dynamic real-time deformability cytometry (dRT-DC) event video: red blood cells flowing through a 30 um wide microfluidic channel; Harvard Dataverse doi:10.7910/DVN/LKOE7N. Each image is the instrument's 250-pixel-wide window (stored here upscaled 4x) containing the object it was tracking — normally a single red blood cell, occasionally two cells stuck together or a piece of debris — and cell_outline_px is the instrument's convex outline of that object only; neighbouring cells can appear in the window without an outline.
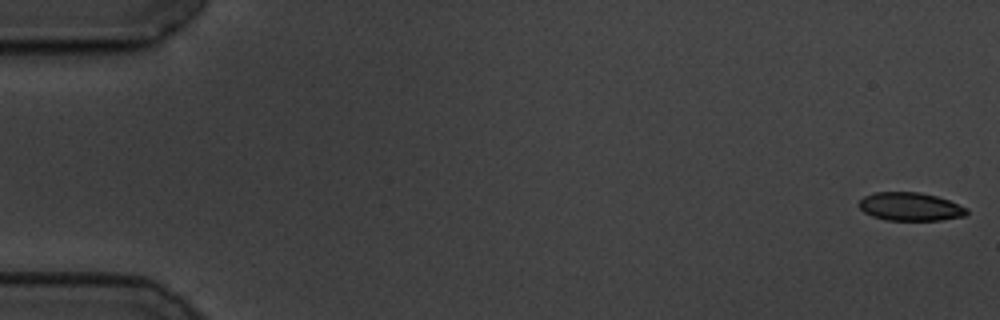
{"species": "common noctule bat (a hibernating species)", "species_latin": "Nyctalus noctula", "temperature_condition": "cold", "stored_images_in_passage": 58, "camera_frame_rate_fps": 3000, "um_per_image_px": 0.085, "animal": {"sex": "male", "body_mass_g": 19.5, "forearm_length_mm": 54.6}, "frame": {"image": 1, "passage_image": 1, "time_ms": 0.0, "image_size_px": [1000, 320], "cell_outline_px": [[968, 212], [964, 216], [940, 220], [888, 220], [872, 216], [864, 212], [856, 204], [864, 196], [872, 192], [920, 192], [936, 196], [948, 200], [968, 208]], "centroid_in_image_um": [77.34, 17.56], "position_along_channel_um": 7.7, "area_um2": 17.8}}
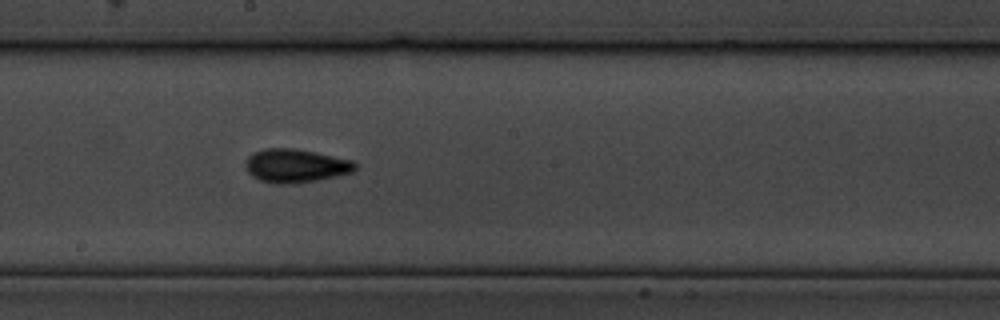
{"frame": {"image": 2, "passage_image": 32, "time_ms": 10.333, "image_size_px": [1000, 320], "cell_outline_px": [[356, 168], [352, 172], [336, 176], [316, 180], [292, 184], [276, 184], [260, 180], [252, 176], [248, 172], [244, 164], [248, 156], [252, 152], [264, 148], [296, 148], [352, 160], [356, 164]], "centroid_in_image_um": [25.09, 14.08], "position_along_channel_um": 223.1, "area_um2": 21.5}}
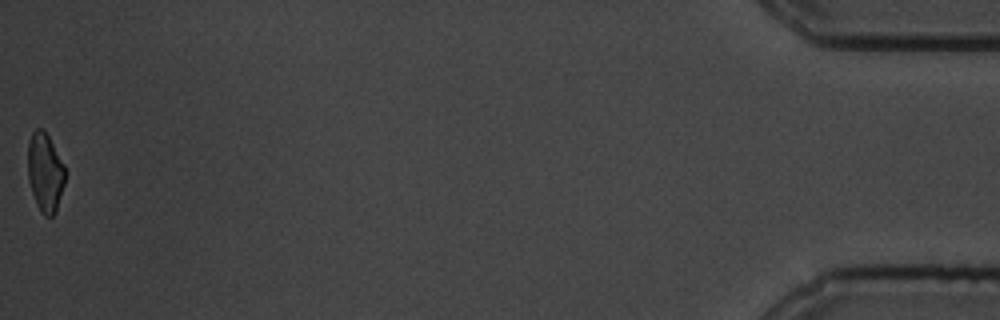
{"frame": {"image": 3, "passage_image": 58, "time_ms": 19.0, "image_size_px": [1000, 320], "cell_outline_px": [[64, 184], [56, 212], [52, 216], [44, 216], [40, 212], [36, 204], [28, 180], [28, 140], [32, 132], [36, 128], [44, 128], [64, 164]], "centroid_in_image_um": [3.82, 14.64], "position_along_channel_um": 431.4, "area_um2": 17.22}, "authors_computed_cell_mechanics": {"area_um2": 19.074, "velocity_mm_per_s": 3.4925, "shape_relaxation_time_tau1_ms": 3.8286, "shape_relaxation_time_tau2_ms": 7.5685, "deformation_change_tau1": 0.1047, "deformation_change_tau2": 0.1068}}